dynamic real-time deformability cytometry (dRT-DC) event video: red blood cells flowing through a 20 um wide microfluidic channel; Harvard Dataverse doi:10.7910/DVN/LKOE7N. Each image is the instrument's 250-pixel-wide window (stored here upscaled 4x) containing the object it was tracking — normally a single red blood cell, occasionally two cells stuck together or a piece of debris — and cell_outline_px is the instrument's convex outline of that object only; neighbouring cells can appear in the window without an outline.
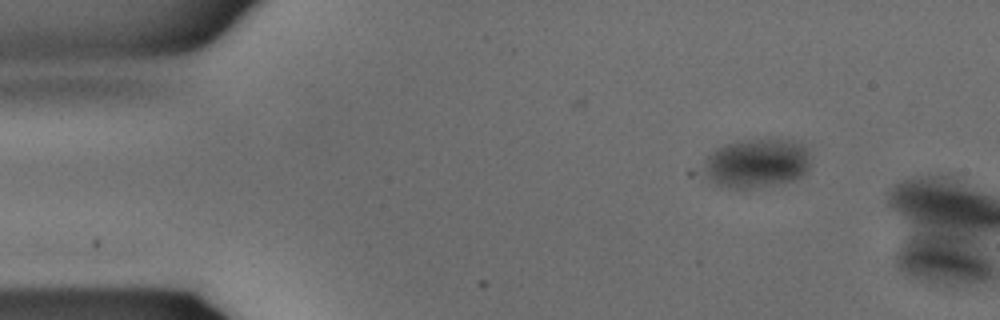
{"species": "common noctule bat (a hibernating species)", "species_latin": "Nyctalus noctula", "temperature_condition": "warm", "stored_images_in_passage": 5, "camera_frame_rate_fps": 3000, "um_per_image_px": 0.085, "animal": {"sex": "male", "body_mass_g": 15.6}, "frame": {"image": 1, "passage_image": 5, "time_ms": 1.333, "image_size_px": [1000, 320], "cell_outline_px": [[808, 168], [800, 176], [792, 180], [752, 188], [728, 188], [688, 176], [688, 172], [716, 148], [724, 144], [744, 140], [792, 140], [800, 144], [808, 152]], "centroid_in_image_um": [63.97, 13.92], "position_along_channel_um": 21.0, "area_um2": 31.96}}